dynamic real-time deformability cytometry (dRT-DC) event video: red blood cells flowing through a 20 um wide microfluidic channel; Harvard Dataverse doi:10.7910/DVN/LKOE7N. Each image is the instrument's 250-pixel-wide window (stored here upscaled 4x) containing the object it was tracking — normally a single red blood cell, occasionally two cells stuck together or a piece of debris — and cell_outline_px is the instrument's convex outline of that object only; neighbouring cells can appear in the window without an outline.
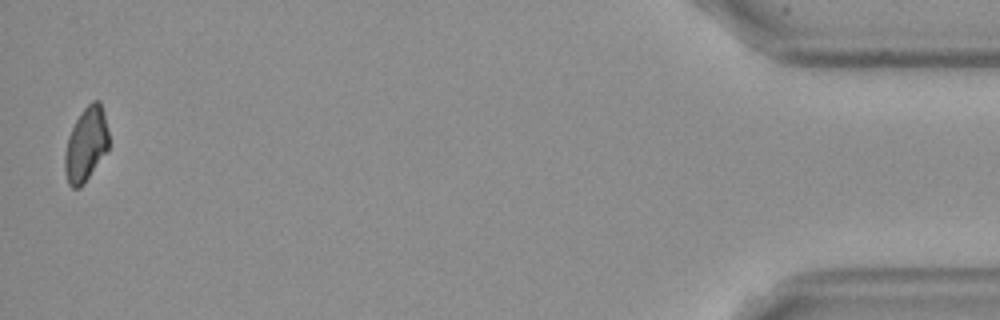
{"species": "Egyptian fruit bat (a non-hibernating species)", "species_latin": "Rousettus aegyptiacus", "temperature_condition": "cold", "stored_images_in_passage": 16, "camera_frame_rate_fps": 3000, "um_per_image_px": 0.085, "frame": {"image": 1, "passage_image": 16, "time_ms": 19.0, "image_size_px": [1000, 320], "cell_outline_px": [[108, 148], [84, 184], [80, 188], [72, 188], [68, 184], [64, 168], [64, 156], [68, 136], [80, 112], [92, 100], [100, 100], [104, 112], [108, 132]], "centroid_in_image_um": [7.3, 12.27], "position_along_channel_um": 427.9, "area_um2": 18.96}, "authors_computed_cell_mechanics": {"area_um2": 19.652, "velocity_mm_per_s": 3.5468, "shape_relaxation_time_tau1_ms": 2.9553, "shape_relaxation_time_tau2_ms": 2.2145, "deformation_change_tau1": 0.1163, "deformation_change_tau2": 0.0397}}